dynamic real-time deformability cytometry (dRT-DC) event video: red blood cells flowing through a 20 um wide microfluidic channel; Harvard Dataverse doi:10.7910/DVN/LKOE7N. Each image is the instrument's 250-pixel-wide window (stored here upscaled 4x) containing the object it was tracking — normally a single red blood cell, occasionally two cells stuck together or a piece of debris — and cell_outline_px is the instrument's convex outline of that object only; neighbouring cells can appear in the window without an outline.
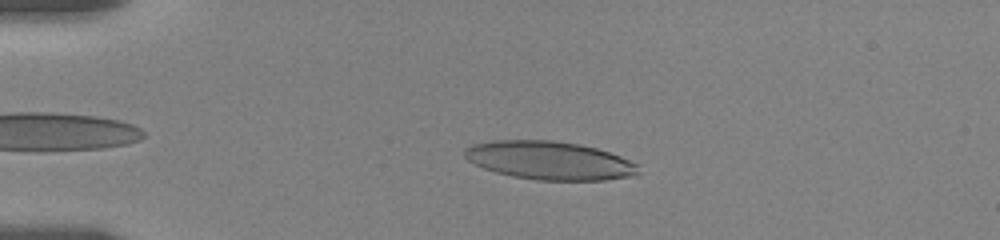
{"species": "human", "species_latin": "Homo sapiens", "temperature_condition": "room temperature", "stored_images_in_passage": 47, "camera_frame_rate_fps": 3000, "um_per_image_px": 0.085, "donor": {"sex": "female"}, "frame": {"image": 1, "passage_image": 10, "time_ms": 3.0, "image_size_px": [1000, 240], "cell_outline_px": [[640, 172], [628, 176], [604, 180], [536, 180], [512, 176], [496, 172], [484, 168], [468, 160], [464, 156], [464, 148], [472, 144], [488, 140], [552, 140], [580, 144], [596, 148], [620, 156], [640, 164]], "centroid_in_image_um": [46.69, 13.63], "position_along_channel_um": 38.3, "area_um2": 38.96}}
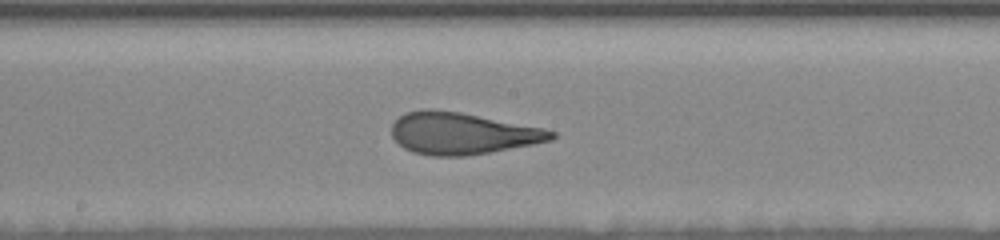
{"frame": {"image": 2, "passage_image": 28, "time_ms": 9.0, "image_size_px": [1000, 240], "cell_outline_px": [[556, 136], [552, 140], [532, 144], [488, 152], [464, 156], [432, 156], [412, 152], [404, 148], [392, 136], [392, 124], [400, 116], [408, 112], [424, 108], [432, 108], [460, 112], [544, 128], [556, 132]], "centroid_in_image_um": [39.27, 11.33], "position_along_channel_um": 208.9, "area_um2": 38.73}}
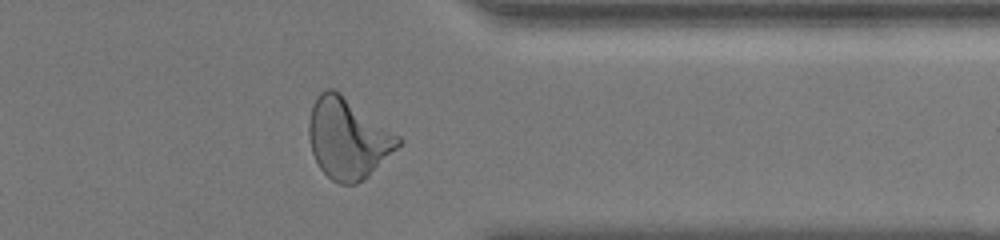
{"frame": {"image": 3, "passage_image": 43, "time_ms": 14.0, "image_size_px": [1000, 240], "cell_outline_px": [[404, 140], [364, 180], [356, 184], [340, 184], [332, 180], [320, 168], [312, 152], [308, 136], [308, 124], [312, 104], [316, 96], [324, 88], [332, 88], [340, 92], [400, 136]], "centroid_in_image_um": [29.54, 11.74], "position_along_channel_um": 381.9, "area_um2": 41.85}, "authors_computed_cell_mechanics": {"area_um2": 38.9572, "velocity_mm_per_s": 3.5509, "shape_relaxation_time_tau1_ms": 5.9996, "shape_relaxation_time_tau2_ms": 1.1399, "deformation_change_tau1": 0.2429, "deformation_change_tau2": 0.1073}}